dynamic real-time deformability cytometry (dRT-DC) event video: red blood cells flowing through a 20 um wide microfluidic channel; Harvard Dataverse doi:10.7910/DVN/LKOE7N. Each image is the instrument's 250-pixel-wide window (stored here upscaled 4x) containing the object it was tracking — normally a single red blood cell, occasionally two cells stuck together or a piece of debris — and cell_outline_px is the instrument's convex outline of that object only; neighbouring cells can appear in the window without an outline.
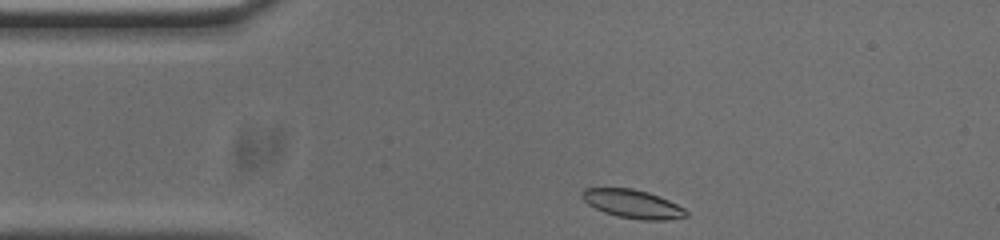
{"species": "common noctule bat (a hibernating species)", "species_latin": "Nyctalus noctula", "temperature_condition": "cold", "stored_images_in_passage": 36, "camera_frame_rate_fps": 3000, "um_per_image_px": 0.085, "animal": {"sex": "male", "body_mass_g": 20.0, "forearm_length_mm": 53.3}, "frame": {"image": 1, "passage_image": 1, "time_ms": 0.0, "image_size_px": [1000, 240], "cell_outline_px": [[688, 216], [664, 220], [640, 220], [616, 216], [604, 212], [588, 204], [580, 196], [580, 192], [584, 188], [632, 188], [648, 192], [668, 200], [684, 208], [688, 212]], "centroid_in_image_um": [53.75, 17.33], "position_along_channel_um": 31.2, "area_um2": 17.28}}
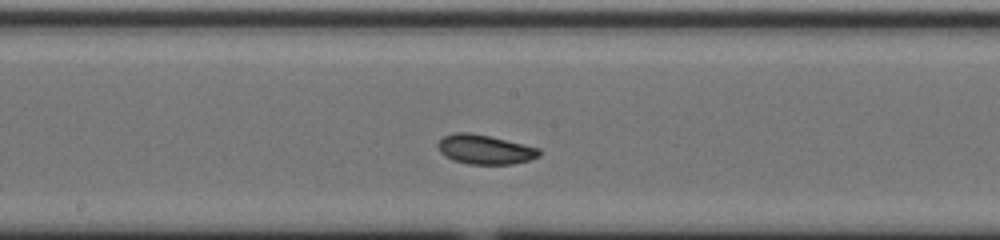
{"frame": {"image": 2, "passage_image": 18, "time_ms": 5.667, "image_size_px": [1000, 240], "cell_outline_px": [[540, 156], [532, 160], [512, 164], [468, 164], [452, 160], [444, 156], [440, 152], [436, 144], [444, 136], [456, 132], [468, 132], [488, 136], [524, 144], [540, 148]], "centroid_in_image_um": [41.22, 12.71], "position_along_channel_um": 207.0, "area_um2": 17.46}}
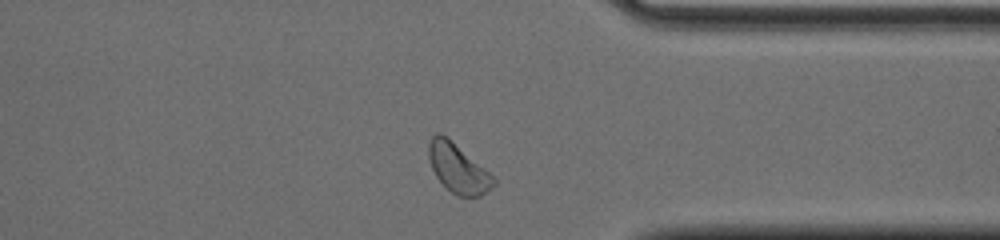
{"frame": {"image": 3, "passage_image": 32, "time_ms": 10.333, "image_size_px": [1000, 240], "cell_outline_px": [[496, 184], [480, 196], [460, 196], [452, 192], [436, 176], [432, 168], [428, 156], [428, 144], [432, 136], [436, 132], [440, 132], [488, 172], [496, 180]], "centroid_in_image_um": [38.9, 14.31], "position_along_channel_um": 372.5, "area_um2": 17.8}, "authors_computed_cell_mechanics": {"area_um2": 17.3111, "velocity_mm_per_s": 3.7167, "shape_relaxation_time_tau1_ms": 4.509, "shape_relaxation_time_tau2_ms": 5.4269, "deformation_change_tau1": 0.1021, "deformation_change_tau2": 0.0868}}